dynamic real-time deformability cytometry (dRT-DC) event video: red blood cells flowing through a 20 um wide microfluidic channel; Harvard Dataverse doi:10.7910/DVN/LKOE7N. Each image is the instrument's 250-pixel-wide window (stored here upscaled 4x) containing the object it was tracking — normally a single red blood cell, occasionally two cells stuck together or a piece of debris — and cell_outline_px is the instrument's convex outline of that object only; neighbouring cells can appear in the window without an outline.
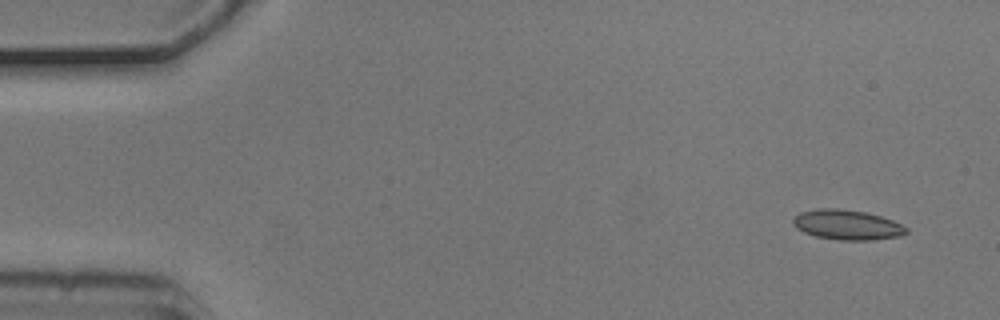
{"species": "common noctule bat (a hibernating species)", "species_latin": "Nyctalus noctula", "temperature_condition": "cold", "stored_images_in_passage": 5, "camera_frame_rate_fps": 3000, "um_per_image_px": 0.085, "animal": {"sex": "male", "body_mass_g": 20.5, "forearm_length_mm": 52.5}, "frame": {"image": 1, "passage_image": 1, "time_ms": 0.0, "image_size_px": [1000, 320], "cell_outline_px": [[908, 232], [904, 236], [872, 240], [840, 240], [816, 236], [804, 232], [796, 228], [792, 224], [792, 220], [800, 212], [820, 208], [840, 208], [864, 212], [880, 216], [892, 220], [908, 228]], "centroid_in_image_um": [72.02, 19.11], "position_along_channel_um": 13.0, "area_um2": 19.83}}
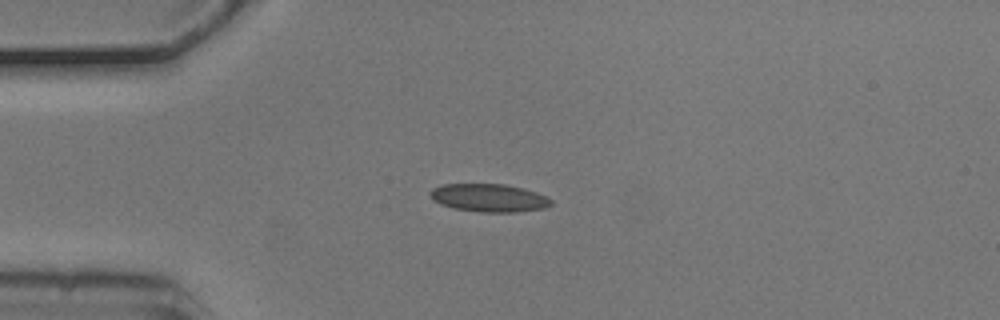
{"frame": {"image": 2, "passage_image": 3, "time_ms": 0.667, "image_size_px": [1000, 320], "cell_outline_px": [[552, 204], [544, 208], [516, 212], [484, 212], [452, 208], [440, 204], [428, 192], [432, 188], [444, 184], [504, 184], [536, 192], [548, 196], [552, 200]], "centroid_in_image_um": [41.58, 16.82], "position_along_channel_um": 43.4, "area_um2": 19.59}}